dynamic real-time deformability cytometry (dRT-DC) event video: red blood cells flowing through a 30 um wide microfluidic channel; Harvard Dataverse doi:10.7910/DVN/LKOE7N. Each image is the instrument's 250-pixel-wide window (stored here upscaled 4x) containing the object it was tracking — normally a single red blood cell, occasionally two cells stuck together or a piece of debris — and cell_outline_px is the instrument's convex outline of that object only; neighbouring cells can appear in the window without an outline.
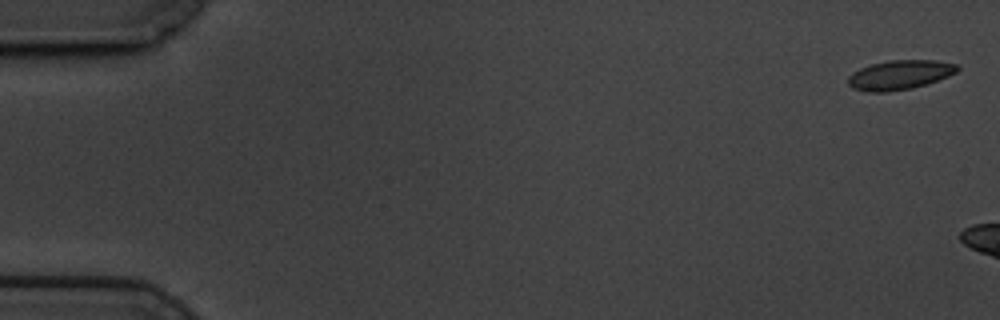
{"species": "common noctule bat (a hibernating species)", "species_latin": "Nyctalus noctula", "temperature_condition": "cold", "stored_images_in_passage": 10, "camera_frame_rate_fps": 3000, "um_per_image_px": 0.085, "animal": {"sex": "male", "body_mass_g": 19.5, "forearm_length_mm": 54.6}, "frame": {"image": 1, "passage_image": 1, "time_ms": 0.0, "image_size_px": [1000, 320], "cell_outline_px": [[960, 68], [956, 72], [948, 76], [912, 88], [888, 92], [868, 92], [852, 88], [848, 84], [848, 76], [852, 72], [860, 68], [872, 64], [892, 60], [936, 60], [956, 64]], "centroid_in_image_um": [76.44, 6.36], "position_along_channel_um": 8.6, "area_um2": 18.61}}